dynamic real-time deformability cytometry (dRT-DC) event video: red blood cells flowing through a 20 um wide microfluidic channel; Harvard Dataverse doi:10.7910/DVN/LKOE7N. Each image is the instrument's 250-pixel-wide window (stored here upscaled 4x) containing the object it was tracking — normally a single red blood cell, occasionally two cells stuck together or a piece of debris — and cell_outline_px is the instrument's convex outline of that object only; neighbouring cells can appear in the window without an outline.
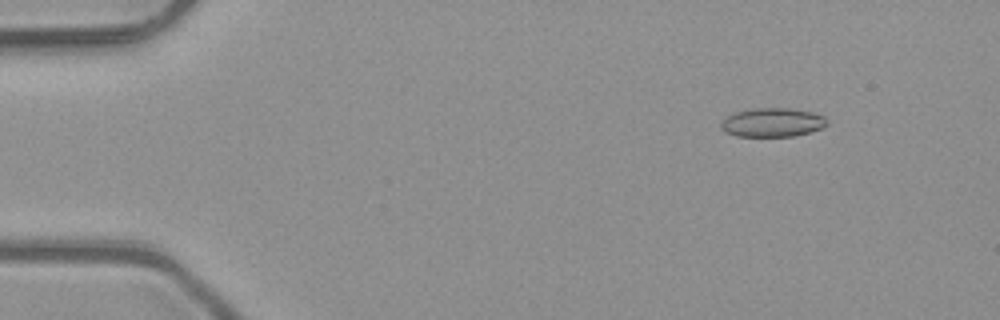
{"species": "common noctule bat (a hibernating species)", "species_latin": "Nyctalus noctula", "temperature_condition": "room temperature", "stored_images_in_passage": 6, "camera_frame_rate_fps": 3000, "um_per_image_px": 0.085, "animal": {"sex": "male", "body_mass_g": 23.1, "forearm_length_mm": 52.7}, "frame": {"image": 1, "passage_image": 2, "time_ms": 0.333, "image_size_px": [1000, 320], "cell_outline_px": [[828, 124], [820, 128], [796, 136], [736, 136], [724, 132], [720, 128], [720, 124], [728, 116], [736, 112], [752, 108], [792, 108], [812, 112], [824, 116]], "centroid_in_image_um": [65.64, 10.4], "position_along_channel_um": 19.4, "area_um2": 17.8}}
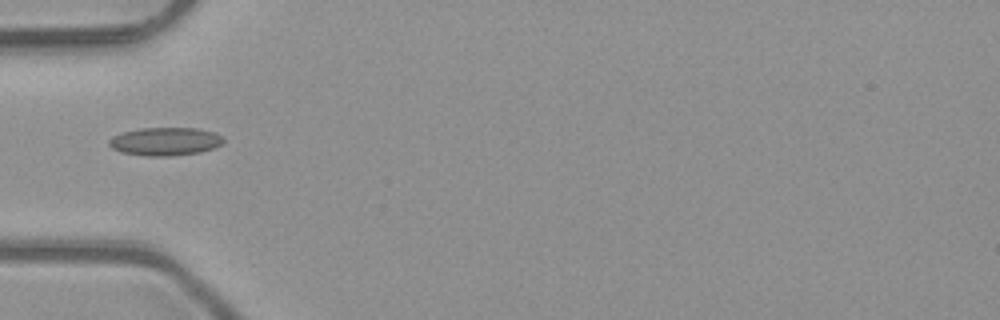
{"frame": {"image": 2, "passage_image": 5, "time_ms": 1.333, "image_size_px": [1000, 320], "cell_outline_px": [[224, 144], [200, 152], [168, 156], [148, 156], [120, 152], [112, 148], [108, 144], [108, 140], [112, 136], [124, 132], [140, 128], [200, 128], [212, 132], [220, 136], [224, 140]], "centroid_in_image_um": [14.02, 12.02], "position_along_channel_um": 71.0, "area_um2": 18.73}}
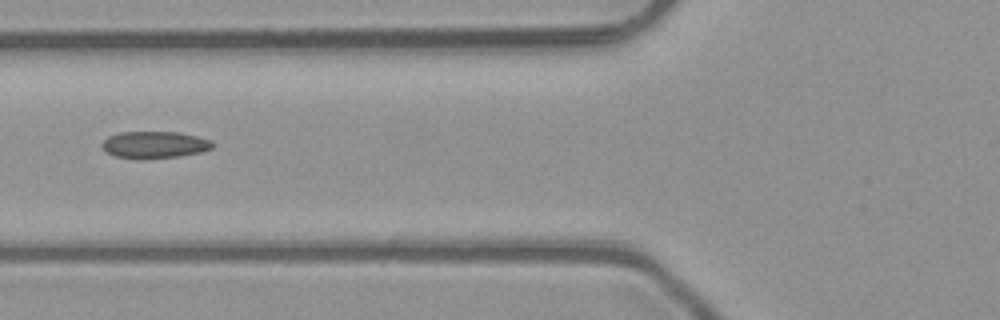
{"frame": {"image": 3, "passage_image": 6, "time_ms": 1.667, "image_size_px": [1000, 320], "cell_outline_px": [[212, 148], [200, 152], [180, 156], [144, 160], [136, 160], [116, 156], [108, 152], [100, 144], [108, 136], [120, 132], [180, 132], [212, 140]], "centroid_in_image_um": [13.12, 12.32], "position_along_channel_um": 112.7, "area_um2": 17.51}}